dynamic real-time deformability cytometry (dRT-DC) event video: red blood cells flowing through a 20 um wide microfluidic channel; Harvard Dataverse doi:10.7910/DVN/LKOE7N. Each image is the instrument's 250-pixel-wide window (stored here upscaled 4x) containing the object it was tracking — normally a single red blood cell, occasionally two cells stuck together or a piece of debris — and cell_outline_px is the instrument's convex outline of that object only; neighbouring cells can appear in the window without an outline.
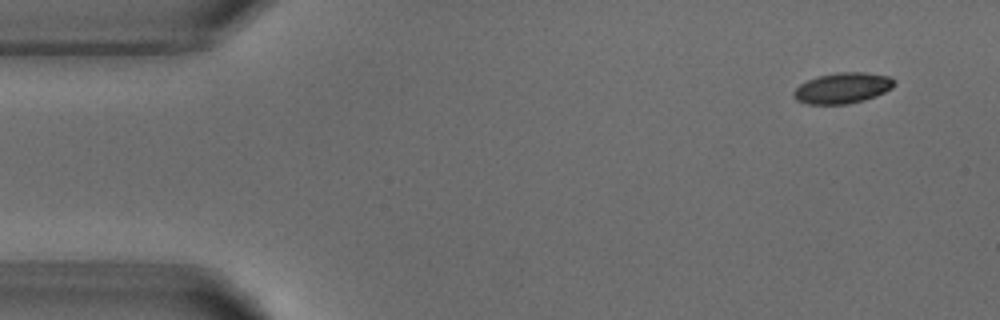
{"species": "common noctule bat (a hibernating species)", "species_latin": "Nyctalus noctula", "temperature_condition": "warm", "stored_images_in_passage": 3, "camera_frame_rate_fps": 3000, "um_per_image_px": 0.085, "animal": {"sex": "male", "body_mass_g": 18.8}, "frame": {"image": 1, "passage_image": 1, "time_ms": 0.0, "image_size_px": [1000, 320], "cell_outline_px": [[896, 84], [892, 88], [876, 96], [864, 100], [848, 104], [808, 104], [796, 100], [792, 96], [792, 92], [800, 84], [808, 80], [820, 76], [836, 72], [864, 72], [888, 76], [896, 80]], "centroid_in_image_um": [71.62, 7.49], "position_along_channel_um": 13.4, "area_um2": 18.09}}
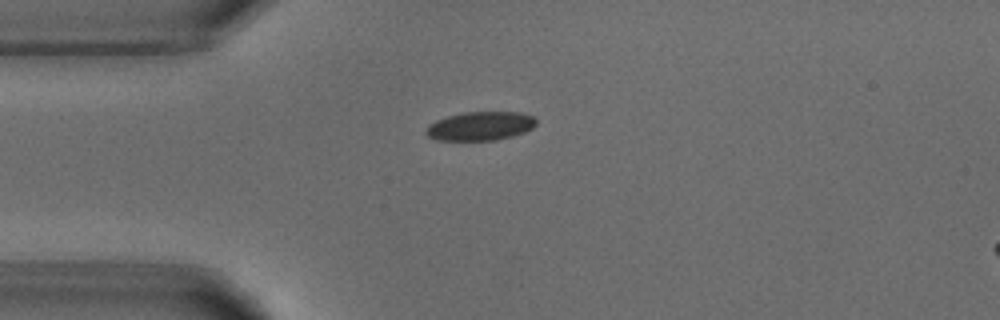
{"frame": {"image": 2, "passage_image": 3, "time_ms": 3.0, "image_size_px": [1000, 320], "cell_outline_px": [[536, 124], [532, 128], [524, 132], [512, 136], [496, 140], [436, 140], [428, 136], [424, 132], [424, 128], [428, 124], [436, 120], [448, 116], [464, 112], [520, 112], [536, 116]], "centroid_in_image_um": [40.82, 10.71], "position_along_channel_um": 44.2, "area_um2": 18.67}}